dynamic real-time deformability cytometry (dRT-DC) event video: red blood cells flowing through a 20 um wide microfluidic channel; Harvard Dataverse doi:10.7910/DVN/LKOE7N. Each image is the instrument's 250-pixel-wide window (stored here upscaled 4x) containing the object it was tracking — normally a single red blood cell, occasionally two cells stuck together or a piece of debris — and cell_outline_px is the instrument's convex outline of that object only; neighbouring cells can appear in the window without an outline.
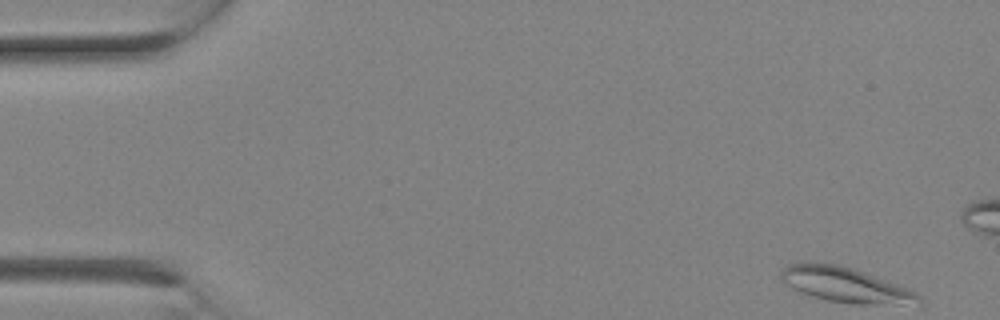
{"species": "Egyptian fruit bat (a non-hibernating species)", "species_latin": "Rousettus aegyptiacus", "temperature_condition": "room temperature", "stored_images_in_passage": 8, "camera_frame_rate_fps": 3000, "um_per_image_px": 0.085, "animal": {"sex": "female"}, "frame": {"image": 1, "passage_image": 1, "time_ms": 0.0, "image_size_px": [1000, 320], "cell_outline_px": [[924, 304], [852, 304], [828, 300], [804, 292], [788, 284], [780, 276], [780, 272], [788, 264], [804, 260], [808, 260], [840, 264], [852, 268], [908, 288], [916, 292], [920, 296]], "centroid_in_image_um": [71.89, 24.18], "position_along_channel_um": 13.1, "area_um2": 27.98}}